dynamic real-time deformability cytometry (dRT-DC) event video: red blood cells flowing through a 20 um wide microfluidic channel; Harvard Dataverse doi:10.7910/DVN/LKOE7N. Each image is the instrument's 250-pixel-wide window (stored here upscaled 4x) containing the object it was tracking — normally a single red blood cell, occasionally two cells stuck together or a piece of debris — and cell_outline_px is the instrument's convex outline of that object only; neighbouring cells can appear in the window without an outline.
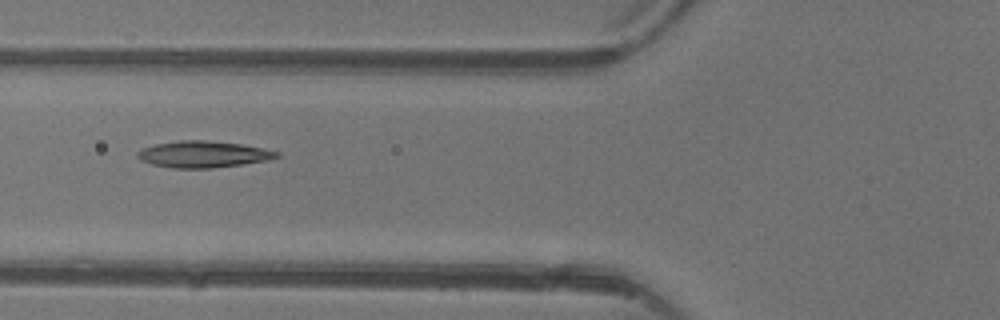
{"species": "common noctule bat (a hibernating species)", "species_latin": "Nyctalus noctula", "temperature_condition": "warm", "stored_images_in_passage": 2, "camera_frame_rate_fps": 3000, "um_per_image_px": 0.085, "animal": {"sex": "female"}, "frame": {"image": 1, "passage_image": 2, "time_ms": 2.0, "image_size_px": [1000, 320], "cell_outline_px": [[280, 156], [268, 160], [244, 164], [212, 168], [172, 168], [152, 164], [140, 160], [136, 156], [136, 152], [140, 148], [156, 144], [180, 140], [204, 140], [240, 144], [264, 148], [280, 152]], "centroid_in_image_um": [17.26, 13.11], "position_along_channel_um": 108.5, "area_um2": 21.62}}